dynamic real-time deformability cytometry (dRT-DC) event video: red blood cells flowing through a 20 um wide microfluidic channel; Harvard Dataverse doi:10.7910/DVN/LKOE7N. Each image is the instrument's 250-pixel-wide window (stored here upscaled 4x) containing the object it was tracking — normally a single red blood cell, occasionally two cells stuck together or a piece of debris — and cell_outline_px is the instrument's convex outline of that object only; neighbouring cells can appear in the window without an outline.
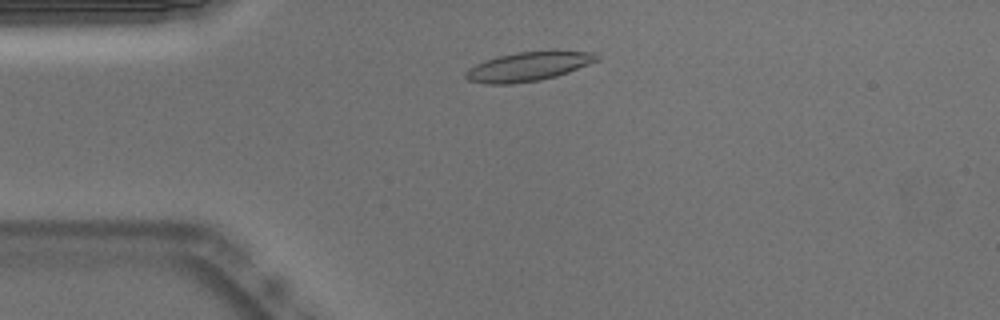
{"species": "Egyptian fruit bat (a non-hibernating species)", "species_latin": "Rousettus aegyptiacus", "temperature_condition": "warm", "stored_images_in_passage": 48, "camera_frame_rate_fps": 3000, "um_per_image_px": 0.085, "animal": {"sex": "male"}, "frame": {"image": 1, "passage_image": 7, "time_ms": 2.0, "image_size_px": [1000, 320], "cell_outline_px": [[600, 60], [568, 72], [556, 76], [540, 80], [512, 84], [488, 84], [468, 80], [464, 76], [464, 72], [468, 68], [484, 60], [500, 56], [520, 52], [596, 52], [600, 56]], "centroid_in_image_um": [44.88, 5.67], "position_along_channel_um": 40.1, "area_um2": 21.91}}
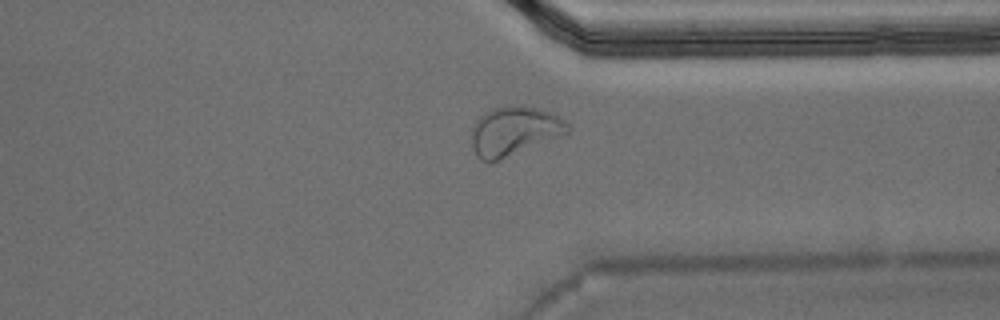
{"frame": {"image": 2, "passage_image": 35, "time_ms": 11.333, "image_size_px": [1000, 320], "cell_outline_px": [[568, 132], [488, 164], [480, 160], [476, 156], [472, 148], [472, 128], [476, 120], [484, 112], [492, 108], [508, 104], [516, 104], [536, 108], [548, 112], [564, 120], [568, 124]], "centroid_in_image_um": [43.61, 11.12], "position_along_channel_um": 367.8, "area_um2": 27.17}}
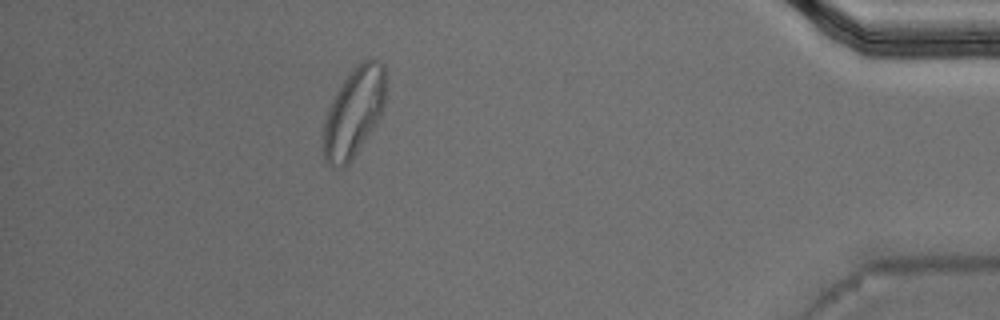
{"frame": {"image": 3, "passage_image": 42, "time_ms": 13.667, "image_size_px": [1000, 320], "cell_outline_px": [[384, 104], [380, 116], [348, 164], [340, 168], [332, 168], [324, 160], [324, 124], [328, 108], [336, 92], [352, 68], [368, 56], [372, 56], [380, 60], [384, 64]], "centroid_in_image_um": [30.07, 9.49], "position_along_channel_um": 405.1, "area_um2": 32.02}, "authors_computed_cell_mechanics": {"area_um2": 22.1663, "velocity_mm_per_s": 3.762, "shape_relaxation_time_tau1_ms": null, "shape_relaxation_time_tau2_ms": 1.8904, "deformation_change_tau1": null, "deformation_change_tau2": 0.0755}}